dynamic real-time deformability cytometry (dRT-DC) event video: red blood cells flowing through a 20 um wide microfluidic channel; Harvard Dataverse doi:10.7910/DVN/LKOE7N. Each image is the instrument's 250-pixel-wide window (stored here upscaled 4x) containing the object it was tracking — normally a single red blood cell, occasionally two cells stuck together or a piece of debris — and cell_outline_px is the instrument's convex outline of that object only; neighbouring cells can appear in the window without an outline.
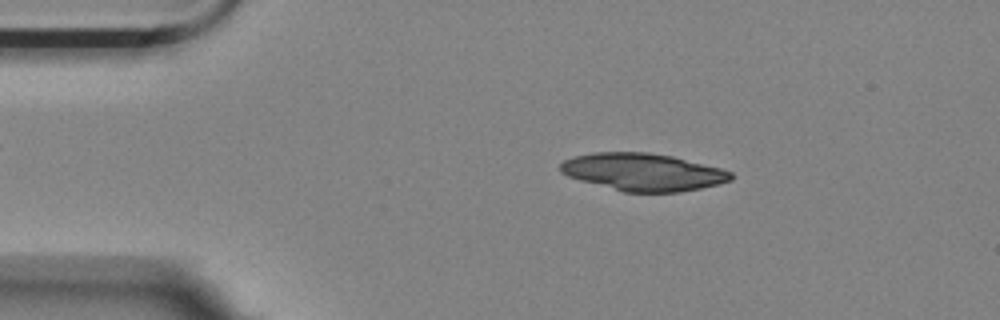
{"species": "Egyptian fruit bat (a non-hibernating species)", "species_latin": "Rousettus aegyptiacus", "temperature_condition": "room temperature", "stored_images_in_passage": 55, "camera_frame_rate_fps": 3000, "um_per_image_px": 0.085, "animal": {"sex": "female"}, "frame": {"image": 1, "passage_image": 9, "time_ms": 2.667, "image_size_px": [1000, 320], "cell_outline_px": [[732, 180], [720, 184], [680, 192], [624, 192], [580, 180], [568, 176], [560, 172], [560, 164], [564, 160], [572, 156], [592, 152], [648, 152], [672, 156], [720, 168], [732, 172]], "centroid_in_image_um": [54.64, 14.62], "position_along_channel_um": 30.4, "area_um2": 37.22}}